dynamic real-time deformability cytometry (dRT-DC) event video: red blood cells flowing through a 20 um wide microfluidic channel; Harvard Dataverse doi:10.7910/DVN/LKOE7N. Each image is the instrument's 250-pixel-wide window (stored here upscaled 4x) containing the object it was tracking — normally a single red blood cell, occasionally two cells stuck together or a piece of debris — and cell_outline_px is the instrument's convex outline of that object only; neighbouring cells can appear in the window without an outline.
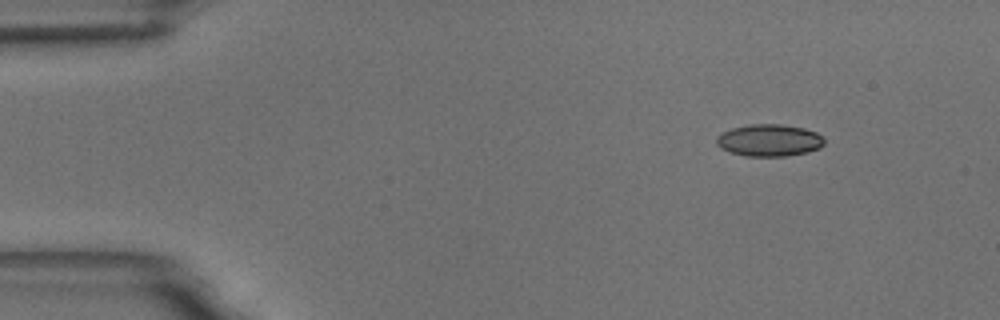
{"species": "common noctule bat (a hibernating species)", "species_latin": "Nyctalus noctula", "temperature_condition": "room temperature", "stored_images_in_passage": 50, "segment_of_instrument_passage": [1, 2], "camera_frame_rate_fps": 3000, "um_per_image_px": 0.085, "animal": {"sex": "male", "body_mass_g": 18.8}, "frame": {"image": 1, "passage_image": 1, "time_ms": 0.0, "image_size_px": [1000, 320], "cell_outline_px": [[824, 144], [820, 148], [808, 152], [784, 156], [748, 156], [728, 152], [720, 148], [716, 144], [716, 136], [732, 128], [748, 124], [780, 124], [804, 128], [816, 132], [824, 136]], "centroid_in_image_um": [65.39, 11.92], "position_along_channel_um": 19.6, "area_um2": 20.29}}
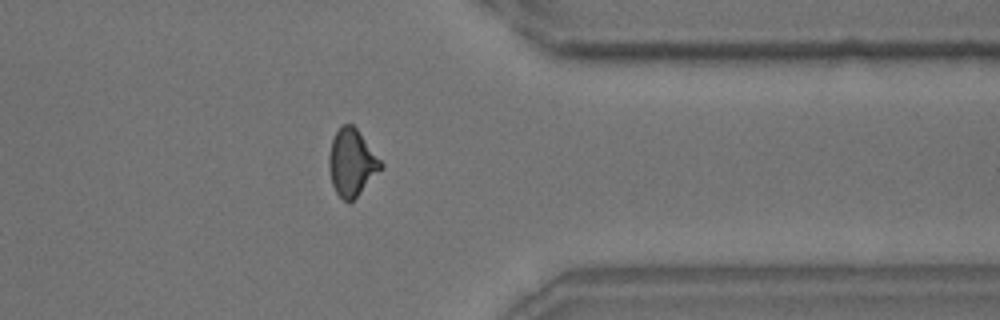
{"frame": {"image": 2, "passage_image": 38, "time_ms": 12.333, "image_size_px": [1000, 320], "cell_outline_px": [[384, 168], [348, 204], [336, 192], [332, 184], [328, 164], [328, 156], [332, 140], [336, 132], [344, 124], [352, 124], [356, 128], [384, 164]], "centroid_in_image_um": [29.91, 13.83], "position_along_channel_um": 381.5, "area_um2": 20.06}}
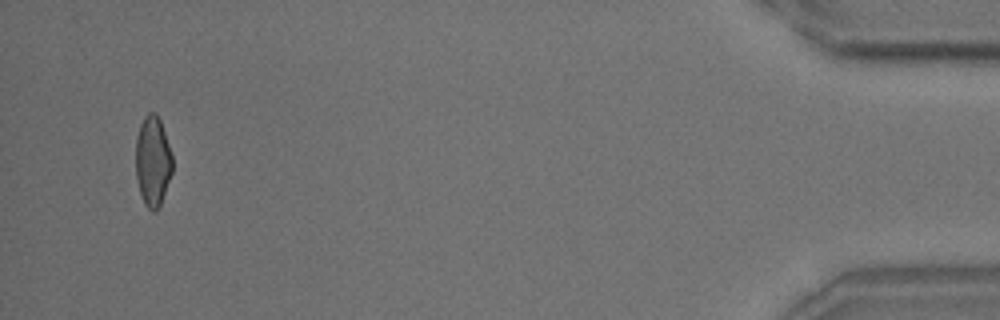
{"frame": {"image": 3, "passage_image": 47, "time_ms": 15.333, "image_size_px": [1000, 320], "cell_outline_px": [[172, 172], [160, 204], [156, 212], [152, 212], [144, 204], [140, 192], [136, 176], [136, 136], [140, 124], [144, 116], [148, 112], [156, 112], [160, 120], [172, 156]], "centroid_in_image_um": [12.97, 13.69], "position_along_channel_um": 422.2, "area_um2": 19.19}}